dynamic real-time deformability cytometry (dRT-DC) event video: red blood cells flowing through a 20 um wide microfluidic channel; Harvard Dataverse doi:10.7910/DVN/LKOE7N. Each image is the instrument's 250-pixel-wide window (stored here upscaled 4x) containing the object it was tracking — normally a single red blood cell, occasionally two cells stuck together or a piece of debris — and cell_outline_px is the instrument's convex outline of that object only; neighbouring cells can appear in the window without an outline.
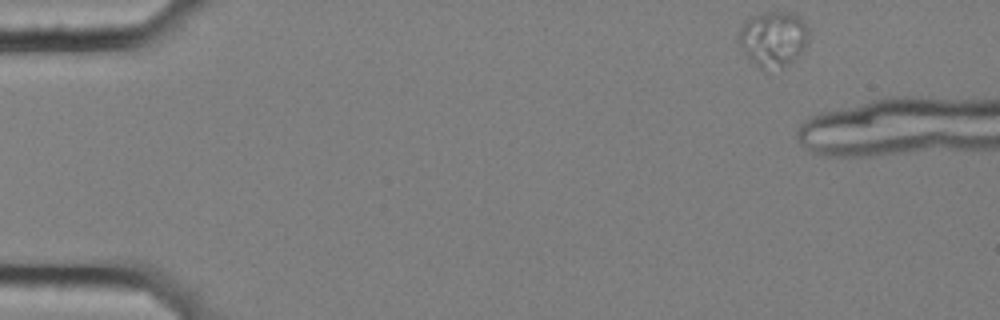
{"species": "common noctule bat (a hibernating species)", "species_latin": "Nyctalus noctula", "temperature_condition": "cold", "stored_images_in_passage": 9, "camera_frame_rate_fps": 3000, "um_per_image_px": 0.085, "animal": {"sex": "female", "body_mass_g": 25.1}, "frame": {"image": 1, "passage_image": 1, "time_ms": 0.0, "image_size_px": [1000, 320], "cell_outline_px": [[808, 32], [804, 44], [800, 52], [792, 60], [784, 64], [764, 68], [760, 68], [744, 52], [736, 40], [736, 36], [744, 20], [748, 16], [764, 12], [792, 12], [804, 20], [808, 28]], "centroid_in_image_um": [65.65, 3.21], "position_along_channel_um": 19.3, "area_um2": 22.14}}